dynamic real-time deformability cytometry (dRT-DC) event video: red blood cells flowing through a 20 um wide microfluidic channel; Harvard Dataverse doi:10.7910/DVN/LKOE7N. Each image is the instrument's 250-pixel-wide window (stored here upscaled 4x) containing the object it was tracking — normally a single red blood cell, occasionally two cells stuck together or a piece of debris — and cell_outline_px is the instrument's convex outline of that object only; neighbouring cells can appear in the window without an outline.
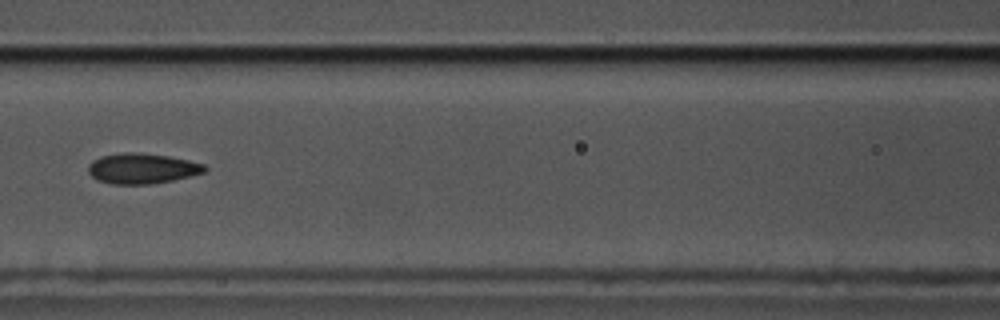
{"species": "common noctule bat (a hibernating species)", "species_latin": "Nyctalus noctula", "temperature_condition": "cold", "stored_images_in_passage": 7, "camera_frame_rate_fps": 3000, "um_per_image_px": 0.085, "animal": {"sex": "male", "body_mass_g": 17.5, "forearm_length_mm": 52.3}, "frame": {"image": 1, "passage_image": 6, "time_ms": 1.667, "image_size_px": [1000, 320], "cell_outline_px": [[208, 168], [204, 172], [172, 180], [152, 184], [112, 184], [96, 180], [88, 172], [88, 164], [92, 160], [100, 156], [124, 152], [136, 152], [168, 156], [188, 160], [204, 164]], "centroid_in_image_um": [12.03, 14.32], "position_along_channel_um": 154.6, "area_um2": 20.63}}